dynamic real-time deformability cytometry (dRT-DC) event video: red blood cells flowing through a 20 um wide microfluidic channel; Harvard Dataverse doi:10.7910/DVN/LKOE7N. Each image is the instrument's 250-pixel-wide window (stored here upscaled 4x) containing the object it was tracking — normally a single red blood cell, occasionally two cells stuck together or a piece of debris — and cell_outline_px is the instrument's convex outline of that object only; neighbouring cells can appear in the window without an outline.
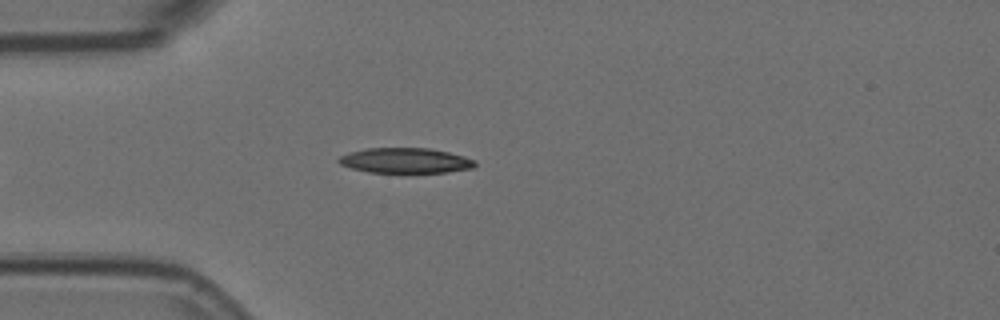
{"species": "Egyptian fruit bat (a non-hibernating species)", "species_latin": "Rousettus aegyptiacus", "temperature_condition": "room temperature", "stored_images_in_passage": 3, "camera_frame_rate_fps": 3000, "um_per_image_px": 0.085, "animal": {"sex": "female"}, "frame": {"image": 1, "passage_image": 1, "time_ms": 0.0, "image_size_px": [1000, 320], "cell_outline_px": [[476, 164], [472, 168], [448, 172], [368, 172], [352, 168], [340, 164], [336, 160], [340, 156], [348, 152], [368, 148], [428, 148], [448, 152], [464, 156], [476, 160]], "centroid_in_image_um": [34.45, 13.64], "position_along_channel_um": 50.6, "area_um2": 19.94}}
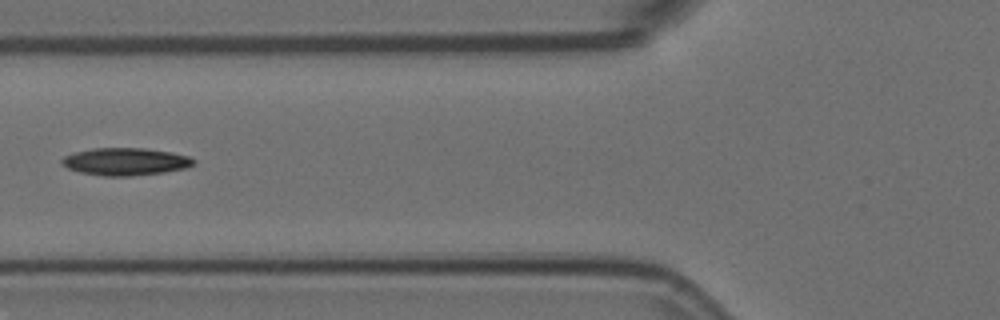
{"frame": {"image": 2, "passage_image": 3, "time_ms": 0.667, "image_size_px": [1000, 320], "cell_outline_px": [[196, 164], [184, 168], [164, 172], [132, 176], [104, 176], [80, 172], [68, 168], [60, 164], [60, 160], [64, 156], [76, 152], [92, 148], [144, 148], [172, 152], [188, 156], [196, 160]], "centroid_in_image_um": [10.66, 13.73], "position_along_channel_um": 115.1, "area_um2": 21.15}}